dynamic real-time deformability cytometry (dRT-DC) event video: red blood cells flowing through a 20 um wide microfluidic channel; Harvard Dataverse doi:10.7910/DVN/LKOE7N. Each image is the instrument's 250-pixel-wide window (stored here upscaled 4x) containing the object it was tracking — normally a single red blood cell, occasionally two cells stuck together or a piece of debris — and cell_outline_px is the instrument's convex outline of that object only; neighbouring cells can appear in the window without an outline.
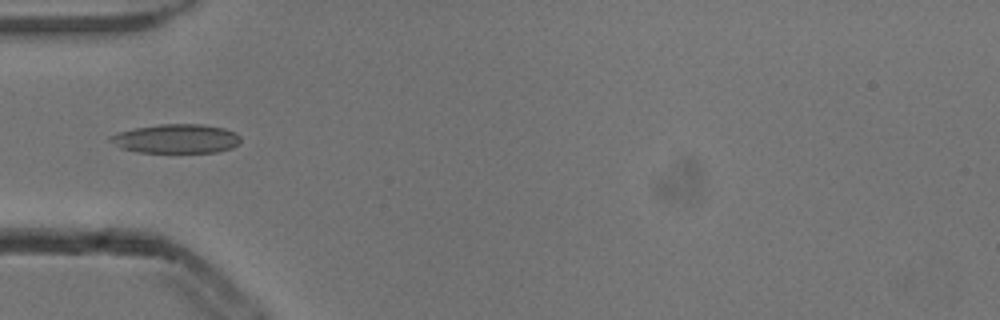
{"species": "common noctule bat (a hibernating species)", "species_latin": "Nyctalus noctula", "temperature_condition": "cold", "stored_images_in_passage": 5, "camera_frame_rate_fps": 3000, "um_per_image_px": 0.085, "animal": {"sex": "male", "body_mass_g": 13.3}, "frame": {"image": 1, "passage_image": 5, "time_ms": 1.333, "image_size_px": [1000, 320], "cell_outline_px": [[240, 140], [232, 148], [216, 152], [136, 152], [120, 148], [108, 140], [108, 136], [120, 132], [136, 128], [160, 124], [204, 124], [224, 128], [236, 132], [240, 136]], "centroid_in_image_um": [14.97, 11.79], "position_along_channel_um": 70.0, "area_um2": 22.08}}